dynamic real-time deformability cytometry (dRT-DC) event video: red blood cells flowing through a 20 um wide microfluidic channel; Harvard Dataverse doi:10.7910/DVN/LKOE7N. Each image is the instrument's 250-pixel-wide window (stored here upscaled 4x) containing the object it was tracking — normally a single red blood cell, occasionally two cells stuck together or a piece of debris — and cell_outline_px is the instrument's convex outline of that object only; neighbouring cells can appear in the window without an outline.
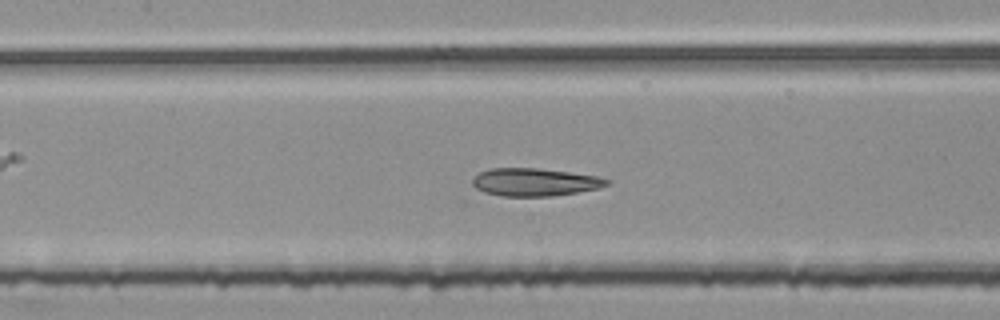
{"species": "common noctule bat (a hibernating species)", "species_latin": "Nyctalus noctula", "temperature_condition": "room temperature", "stored_images_in_passage": 51, "segment_of_instrument_passage": [2, 2], "camera_frame_rate_fps": 3000, "um_per_image_px": 0.085, "animal": {"sex": "female", "body_mass_g": 25.1}, "frame": {"image": 1, "passage_image": 24, "time_ms": 7.667, "image_size_px": [1000, 320], "cell_outline_px": [[612, 180], [608, 184], [600, 188], [552, 196], [500, 196], [484, 192], [476, 188], [472, 184], [472, 180], [480, 172], [488, 168], [536, 168], [568, 172], [596, 176]], "centroid_in_image_um": [45.44, 15.48], "position_along_channel_um": 162.0, "area_um2": 21.68}}
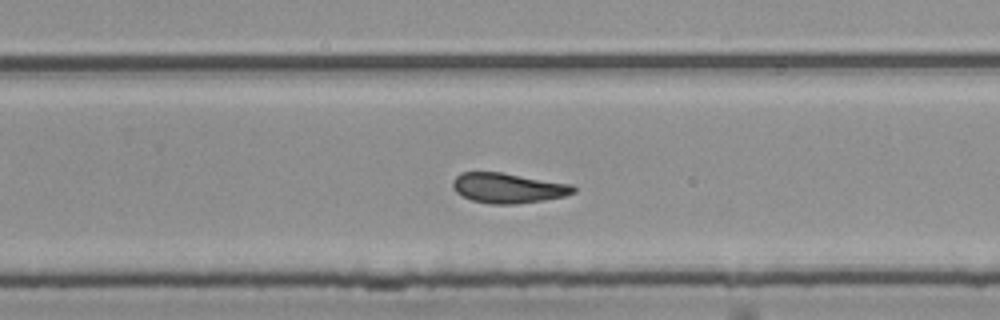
{"frame": {"image": 2, "passage_image": 34, "time_ms": 11.0, "image_size_px": [1000, 320], "cell_outline_px": [[576, 192], [564, 196], [544, 200], [516, 204], [488, 204], [472, 200], [460, 196], [452, 188], [452, 180], [460, 172], [500, 172], [572, 184], [576, 188]], "centroid_in_image_um": [43.15, 15.98], "position_along_channel_um": 286.6, "area_um2": 21.33}}
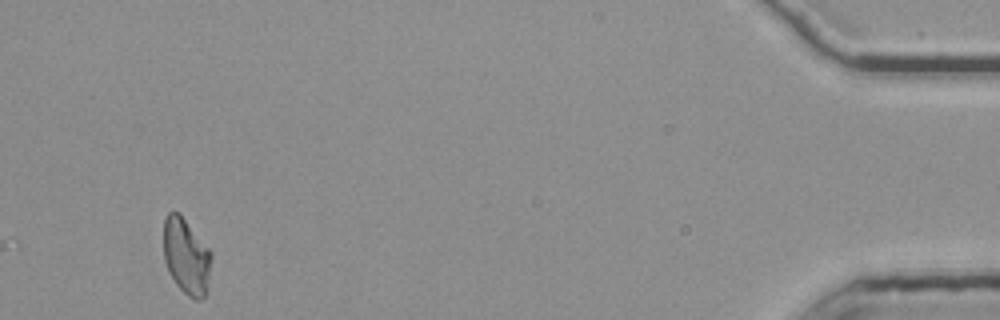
{"frame": {"image": 3, "passage_image": 51, "time_ms": 16.667, "image_size_px": [1000, 320], "cell_outline_px": [[212, 256], [204, 296], [200, 300], [192, 300], [176, 284], [168, 272], [164, 260], [164, 220], [168, 212], [180, 212], [212, 252]], "centroid_in_image_um": [15.82, 21.76], "position_along_channel_um": 419.4, "area_um2": 21.15}}